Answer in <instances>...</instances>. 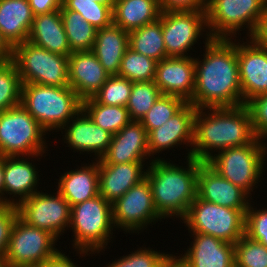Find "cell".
<instances>
[{"instance_id": "1", "label": "cell", "mask_w": 267, "mask_h": 267, "mask_svg": "<svg viewBox=\"0 0 267 267\" xmlns=\"http://www.w3.org/2000/svg\"><path fill=\"white\" fill-rule=\"evenodd\" d=\"M233 39L206 35L203 59L194 57L195 90L189 103L197 109L243 105L237 42Z\"/></svg>"}, {"instance_id": "2", "label": "cell", "mask_w": 267, "mask_h": 267, "mask_svg": "<svg viewBox=\"0 0 267 267\" xmlns=\"http://www.w3.org/2000/svg\"><path fill=\"white\" fill-rule=\"evenodd\" d=\"M257 139L246 104L197 109L194 116L191 157L207 162L216 150L218 153L230 147L252 144Z\"/></svg>"}, {"instance_id": "3", "label": "cell", "mask_w": 267, "mask_h": 267, "mask_svg": "<svg viewBox=\"0 0 267 267\" xmlns=\"http://www.w3.org/2000/svg\"><path fill=\"white\" fill-rule=\"evenodd\" d=\"M149 162L145 177L152 189L155 209L163 219H183L197 196V174L203 162L187 157V168L167 159Z\"/></svg>"}, {"instance_id": "4", "label": "cell", "mask_w": 267, "mask_h": 267, "mask_svg": "<svg viewBox=\"0 0 267 267\" xmlns=\"http://www.w3.org/2000/svg\"><path fill=\"white\" fill-rule=\"evenodd\" d=\"M82 99L70 87L22 83L21 105L48 133L62 128L82 110Z\"/></svg>"}, {"instance_id": "5", "label": "cell", "mask_w": 267, "mask_h": 267, "mask_svg": "<svg viewBox=\"0 0 267 267\" xmlns=\"http://www.w3.org/2000/svg\"><path fill=\"white\" fill-rule=\"evenodd\" d=\"M71 230L74 232L72 246L84 257L105 251L111 242L113 229L112 204L100 194L77 205L71 206ZM89 252V254H88ZM95 252V253H94Z\"/></svg>"}, {"instance_id": "6", "label": "cell", "mask_w": 267, "mask_h": 267, "mask_svg": "<svg viewBox=\"0 0 267 267\" xmlns=\"http://www.w3.org/2000/svg\"><path fill=\"white\" fill-rule=\"evenodd\" d=\"M257 139L252 144L224 149L206 162L220 176L239 186L249 196L265 172L267 144ZM216 155V156H215ZM265 163V164H264ZM264 170V171H263ZM262 174V175H261ZM254 186V187H253Z\"/></svg>"}, {"instance_id": "7", "label": "cell", "mask_w": 267, "mask_h": 267, "mask_svg": "<svg viewBox=\"0 0 267 267\" xmlns=\"http://www.w3.org/2000/svg\"><path fill=\"white\" fill-rule=\"evenodd\" d=\"M266 7L267 0H207L206 22L210 38H237L236 32L243 28H248L247 36L251 38Z\"/></svg>"}, {"instance_id": "8", "label": "cell", "mask_w": 267, "mask_h": 267, "mask_svg": "<svg viewBox=\"0 0 267 267\" xmlns=\"http://www.w3.org/2000/svg\"><path fill=\"white\" fill-rule=\"evenodd\" d=\"M48 134L20 104L0 112V156H33L47 151Z\"/></svg>"}, {"instance_id": "9", "label": "cell", "mask_w": 267, "mask_h": 267, "mask_svg": "<svg viewBox=\"0 0 267 267\" xmlns=\"http://www.w3.org/2000/svg\"><path fill=\"white\" fill-rule=\"evenodd\" d=\"M246 211L223 207L196 196L182 221L190 233L207 234L235 244L245 235Z\"/></svg>"}, {"instance_id": "10", "label": "cell", "mask_w": 267, "mask_h": 267, "mask_svg": "<svg viewBox=\"0 0 267 267\" xmlns=\"http://www.w3.org/2000/svg\"><path fill=\"white\" fill-rule=\"evenodd\" d=\"M12 60L18 68L22 83L69 86L68 56L50 52L25 41L14 47Z\"/></svg>"}, {"instance_id": "11", "label": "cell", "mask_w": 267, "mask_h": 267, "mask_svg": "<svg viewBox=\"0 0 267 267\" xmlns=\"http://www.w3.org/2000/svg\"><path fill=\"white\" fill-rule=\"evenodd\" d=\"M58 239L50 232L27 225L16 219L4 263L8 267H34L54 257L60 250L55 247Z\"/></svg>"}, {"instance_id": "12", "label": "cell", "mask_w": 267, "mask_h": 267, "mask_svg": "<svg viewBox=\"0 0 267 267\" xmlns=\"http://www.w3.org/2000/svg\"><path fill=\"white\" fill-rule=\"evenodd\" d=\"M17 210L27 225L44 229L57 239L70 228L71 206L58 191L54 195L38 191L17 204Z\"/></svg>"}, {"instance_id": "13", "label": "cell", "mask_w": 267, "mask_h": 267, "mask_svg": "<svg viewBox=\"0 0 267 267\" xmlns=\"http://www.w3.org/2000/svg\"><path fill=\"white\" fill-rule=\"evenodd\" d=\"M112 212L115 228L126 233L139 234L144 227L148 228V224L163 219L155 209L152 189L146 177L112 203Z\"/></svg>"}, {"instance_id": "14", "label": "cell", "mask_w": 267, "mask_h": 267, "mask_svg": "<svg viewBox=\"0 0 267 267\" xmlns=\"http://www.w3.org/2000/svg\"><path fill=\"white\" fill-rule=\"evenodd\" d=\"M159 20L167 57H188L187 52L203 32L209 35L206 11L161 12Z\"/></svg>"}, {"instance_id": "15", "label": "cell", "mask_w": 267, "mask_h": 267, "mask_svg": "<svg viewBox=\"0 0 267 267\" xmlns=\"http://www.w3.org/2000/svg\"><path fill=\"white\" fill-rule=\"evenodd\" d=\"M249 39L248 43H237L243 105L252 98L267 93V48L259 46L252 38Z\"/></svg>"}, {"instance_id": "16", "label": "cell", "mask_w": 267, "mask_h": 267, "mask_svg": "<svg viewBox=\"0 0 267 267\" xmlns=\"http://www.w3.org/2000/svg\"><path fill=\"white\" fill-rule=\"evenodd\" d=\"M197 108L191 104L186 103L177 113H175L162 126L151 130L148 133V149L149 155L153 160L164 159L154 157L156 153L171 149L175 146L186 144L188 149V156L192 155L193 145V130H194V116Z\"/></svg>"}, {"instance_id": "17", "label": "cell", "mask_w": 267, "mask_h": 267, "mask_svg": "<svg viewBox=\"0 0 267 267\" xmlns=\"http://www.w3.org/2000/svg\"><path fill=\"white\" fill-rule=\"evenodd\" d=\"M155 84L162 95L176 96L189 103L195 90V60L188 57H167L156 66Z\"/></svg>"}, {"instance_id": "18", "label": "cell", "mask_w": 267, "mask_h": 267, "mask_svg": "<svg viewBox=\"0 0 267 267\" xmlns=\"http://www.w3.org/2000/svg\"><path fill=\"white\" fill-rule=\"evenodd\" d=\"M148 157V132L140 121H130L112 136L109 148L98 159V164L145 162Z\"/></svg>"}, {"instance_id": "19", "label": "cell", "mask_w": 267, "mask_h": 267, "mask_svg": "<svg viewBox=\"0 0 267 267\" xmlns=\"http://www.w3.org/2000/svg\"><path fill=\"white\" fill-rule=\"evenodd\" d=\"M197 196L234 209H248L251 199L243 189L220 176L206 162L200 165L197 174Z\"/></svg>"}, {"instance_id": "20", "label": "cell", "mask_w": 267, "mask_h": 267, "mask_svg": "<svg viewBox=\"0 0 267 267\" xmlns=\"http://www.w3.org/2000/svg\"><path fill=\"white\" fill-rule=\"evenodd\" d=\"M42 155L4 157L3 204L17 206L21 201L38 192L39 172H37L35 164L33 165L30 162V157L40 159L39 156L42 158ZM5 193L6 195L7 193L8 195H13L12 199H10L11 196L9 198L5 197Z\"/></svg>"}, {"instance_id": "21", "label": "cell", "mask_w": 267, "mask_h": 267, "mask_svg": "<svg viewBox=\"0 0 267 267\" xmlns=\"http://www.w3.org/2000/svg\"><path fill=\"white\" fill-rule=\"evenodd\" d=\"M68 58L69 86L82 100L93 97L110 75L92 51H75Z\"/></svg>"}, {"instance_id": "22", "label": "cell", "mask_w": 267, "mask_h": 267, "mask_svg": "<svg viewBox=\"0 0 267 267\" xmlns=\"http://www.w3.org/2000/svg\"><path fill=\"white\" fill-rule=\"evenodd\" d=\"M64 142L74 152L94 153L100 159L107 151L112 140V134L97 126L89 116L81 110L63 128ZM79 150V151H78Z\"/></svg>"}, {"instance_id": "23", "label": "cell", "mask_w": 267, "mask_h": 267, "mask_svg": "<svg viewBox=\"0 0 267 267\" xmlns=\"http://www.w3.org/2000/svg\"><path fill=\"white\" fill-rule=\"evenodd\" d=\"M190 235L194 238L191 246L177 256L187 267H235L234 244L207 234Z\"/></svg>"}, {"instance_id": "24", "label": "cell", "mask_w": 267, "mask_h": 267, "mask_svg": "<svg viewBox=\"0 0 267 267\" xmlns=\"http://www.w3.org/2000/svg\"><path fill=\"white\" fill-rule=\"evenodd\" d=\"M144 166V162L98 164L99 194L112 204L145 178Z\"/></svg>"}, {"instance_id": "25", "label": "cell", "mask_w": 267, "mask_h": 267, "mask_svg": "<svg viewBox=\"0 0 267 267\" xmlns=\"http://www.w3.org/2000/svg\"><path fill=\"white\" fill-rule=\"evenodd\" d=\"M66 171L58 180L57 191L70 206L77 205L99 195L98 160ZM80 168V169H79Z\"/></svg>"}, {"instance_id": "26", "label": "cell", "mask_w": 267, "mask_h": 267, "mask_svg": "<svg viewBox=\"0 0 267 267\" xmlns=\"http://www.w3.org/2000/svg\"><path fill=\"white\" fill-rule=\"evenodd\" d=\"M27 41L50 52L70 56L72 53L60 10L34 16Z\"/></svg>"}, {"instance_id": "27", "label": "cell", "mask_w": 267, "mask_h": 267, "mask_svg": "<svg viewBox=\"0 0 267 267\" xmlns=\"http://www.w3.org/2000/svg\"><path fill=\"white\" fill-rule=\"evenodd\" d=\"M128 48L129 32L112 24L97 30L92 52L111 76L119 73L122 58Z\"/></svg>"}, {"instance_id": "28", "label": "cell", "mask_w": 267, "mask_h": 267, "mask_svg": "<svg viewBox=\"0 0 267 267\" xmlns=\"http://www.w3.org/2000/svg\"><path fill=\"white\" fill-rule=\"evenodd\" d=\"M33 20L28 0H0V31L13 48L27 41Z\"/></svg>"}, {"instance_id": "29", "label": "cell", "mask_w": 267, "mask_h": 267, "mask_svg": "<svg viewBox=\"0 0 267 267\" xmlns=\"http://www.w3.org/2000/svg\"><path fill=\"white\" fill-rule=\"evenodd\" d=\"M160 14L159 0H116L113 24L130 32L155 22Z\"/></svg>"}, {"instance_id": "30", "label": "cell", "mask_w": 267, "mask_h": 267, "mask_svg": "<svg viewBox=\"0 0 267 267\" xmlns=\"http://www.w3.org/2000/svg\"><path fill=\"white\" fill-rule=\"evenodd\" d=\"M129 48L156 61L166 59L162 24L158 19L129 32Z\"/></svg>"}, {"instance_id": "31", "label": "cell", "mask_w": 267, "mask_h": 267, "mask_svg": "<svg viewBox=\"0 0 267 267\" xmlns=\"http://www.w3.org/2000/svg\"><path fill=\"white\" fill-rule=\"evenodd\" d=\"M63 26L72 52L92 51L97 30L77 12L60 8Z\"/></svg>"}, {"instance_id": "32", "label": "cell", "mask_w": 267, "mask_h": 267, "mask_svg": "<svg viewBox=\"0 0 267 267\" xmlns=\"http://www.w3.org/2000/svg\"><path fill=\"white\" fill-rule=\"evenodd\" d=\"M82 110L97 126L112 135L131 121L126 107L104 105L98 103L93 97L82 101Z\"/></svg>"}, {"instance_id": "33", "label": "cell", "mask_w": 267, "mask_h": 267, "mask_svg": "<svg viewBox=\"0 0 267 267\" xmlns=\"http://www.w3.org/2000/svg\"><path fill=\"white\" fill-rule=\"evenodd\" d=\"M157 63L158 61L128 48L117 75L132 82L154 81Z\"/></svg>"}, {"instance_id": "34", "label": "cell", "mask_w": 267, "mask_h": 267, "mask_svg": "<svg viewBox=\"0 0 267 267\" xmlns=\"http://www.w3.org/2000/svg\"><path fill=\"white\" fill-rule=\"evenodd\" d=\"M161 95L154 81L133 82L126 105L131 121H141Z\"/></svg>"}, {"instance_id": "35", "label": "cell", "mask_w": 267, "mask_h": 267, "mask_svg": "<svg viewBox=\"0 0 267 267\" xmlns=\"http://www.w3.org/2000/svg\"><path fill=\"white\" fill-rule=\"evenodd\" d=\"M22 82L13 60L0 63V112L21 103Z\"/></svg>"}, {"instance_id": "36", "label": "cell", "mask_w": 267, "mask_h": 267, "mask_svg": "<svg viewBox=\"0 0 267 267\" xmlns=\"http://www.w3.org/2000/svg\"><path fill=\"white\" fill-rule=\"evenodd\" d=\"M63 5L68 10L79 13L96 30L113 24V10L94 0H63Z\"/></svg>"}, {"instance_id": "37", "label": "cell", "mask_w": 267, "mask_h": 267, "mask_svg": "<svg viewBox=\"0 0 267 267\" xmlns=\"http://www.w3.org/2000/svg\"><path fill=\"white\" fill-rule=\"evenodd\" d=\"M185 104L186 102L179 97L161 95L140 122L149 133L162 126Z\"/></svg>"}, {"instance_id": "38", "label": "cell", "mask_w": 267, "mask_h": 267, "mask_svg": "<svg viewBox=\"0 0 267 267\" xmlns=\"http://www.w3.org/2000/svg\"><path fill=\"white\" fill-rule=\"evenodd\" d=\"M133 82L118 75H111L93 98L101 104L126 107Z\"/></svg>"}, {"instance_id": "39", "label": "cell", "mask_w": 267, "mask_h": 267, "mask_svg": "<svg viewBox=\"0 0 267 267\" xmlns=\"http://www.w3.org/2000/svg\"><path fill=\"white\" fill-rule=\"evenodd\" d=\"M235 267H267V247L242 236L235 244Z\"/></svg>"}, {"instance_id": "40", "label": "cell", "mask_w": 267, "mask_h": 267, "mask_svg": "<svg viewBox=\"0 0 267 267\" xmlns=\"http://www.w3.org/2000/svg\"><path fill=\"white\" fill-rule=\"evenodd\" d=\"M172 254L140 247L131 254L122 256L107 267H163ZM106 267V266H105Z\"/></svg>"}, {"instance_id": "41", "label": "cell", "mask_w": 267, "mask_h": 267, "mask_svg": "<svg viewBox=\"0 0 267 267\" xmlns=\"http://www.w3.org/2000/svg\"><path fill=\"white\" fill-rule=\"evenodd\" d=\"M245 236L267 247V209L253 208L251 202L245 213Z\"/></svg>"}, {"instance_id": "42", "label": "cell", "mask_w": 267, "mask_h": 267, "mask_svg": "<svg viewBox=\"0 0 267 267\" xmlns=\"http://www.w3.org/2000/svg\"><path fill=\"white\" fill-rule=\"evenodd\" d=\"M246 105L250 110L256 137L267 139V93L252 98Z\"/></svg>"}, {"instance_id": "43", "label": "cell", "mask_w": 267, "mask_h": 267, "mask_svg": "<svg viewBox=\"0 0 267 267\" xmlns=\"http://www.w3.org/2000/svg\"><path fill=\"white\" fill-rule=\"evenodd\" d=\"M18 217L17 206L0 204V261H4L11 232Z\"/></svg>"}, {"instance_id": "44", "label": "cell", "mask_w": 267, "mask_h": 267, "mask_svg": "<svg viewBox=\"0 0 267 267\" xmlns=\"http://www.w3.org/2000/svg\"><path fill=\"white\" fill-rule=\"evenodd\" d=\"M161 12L206 11L207 0H159Z\"/></svg>"}, {"instance_id": "45", "label": "cell", "mask_w": 267, "mask_h": 267, "mask_svg": "<svg viewBox=\"0 0 267 267\" xmlns=\"http://www.w3.org/2000/svg\"><path fill=\"white\" fill-rule=\"evenodd\" d=\"M33 15L48 14L60 10L63 0H28Z\"/></svg>"}, {"instance_id": "46", "label": "cell", "mask_w": 267, "mask_h": 267, "mask_svg": "<svg viewBox=\"0 0 267 267\" xmlns=\"http://www.w3.org/2000/svg\"><path fill=\"white\" fill-rule=\"evenodd\" d=\"M259 46L267 48V7L251 37Z\"/></svg>"}, {"instance_id": "47", "label": "cell", "mask_w": 267, "mask_h": 267, "mask_svg": "<svg viewBox=\"0 0 267 267\" xmlns=\"http://www.w3.org/2000/svg\"><path fill=\"white\" fill-rule=\"evenodd\" d=\"M38 267H78V266L76 265V263L72 262L69 256H66L63 252L61 253V251H59L54 257L45 261Z\"/></svg>"}, {"instance_id": "48", "label": "cell", "mask_w": 267, "mask_h": 267, "mask_svg": "<svg viewBox=\"0 0 267 267\" xmlns=\"http://www.w3.org/2000/svg\"><path fill=\"white\" fill-rule=\"evenodd\" d=\"M14 48L7 42L0 31V63H5L13 59Z\"/></svg>"}, {"instance_id": "49", "label": "cell", "mask_w": 267, "mask_h": 267, "mask_svg": "<svg viewBox=\"0 0 267 267\" xmlns=\"http://www.w3.org/2000/svg\"><path fill=\"white\" fill-rule=\"evenodd\" d=\"M4 195V157L0 156V204H3Z\"/></svg>"}, {"instance_id": "50", "label": "cell", "mask_w": 267, "mask_h": 267, "mask_svg": "<svg viewBox=\"0 0 267 267\" xmlns=\"http://www.w3.org/2000/svg\"><path fill=\"white\" fill-rule=\"evenodd\" d=\"M163 267H187V266L182 262V260H180L178 257L172 254Z\"/></svg>"}, {"instance_id": "51", "label": "cell", "mask_w": 267, "mask_h": 267, "mask_svg": "<svg viewBox=\"0 0 267 267\" xmlns=\"http://www.w3.org/2000/svg\"><path fill=\"white\" fill-rule=\"evenodd\" d=\"M94 1L97 2V3H99V4L108 6V7H110L113 10L116 0H94Z\"/></svg>"}, {"instance_id": "52", "label": "cell", "mask_w": 267, "mask_h": 267, "mask_svg": "<svg viewBox=\"0 0 267 267\" xmlns=\"http://www.w3.org/2000/svg\"><path fill=\"white\" fill-rule=\"evenodd\" d=\"M0 267H8V266L4 263V261H0Z\"/></svg>"}]
</instances>
